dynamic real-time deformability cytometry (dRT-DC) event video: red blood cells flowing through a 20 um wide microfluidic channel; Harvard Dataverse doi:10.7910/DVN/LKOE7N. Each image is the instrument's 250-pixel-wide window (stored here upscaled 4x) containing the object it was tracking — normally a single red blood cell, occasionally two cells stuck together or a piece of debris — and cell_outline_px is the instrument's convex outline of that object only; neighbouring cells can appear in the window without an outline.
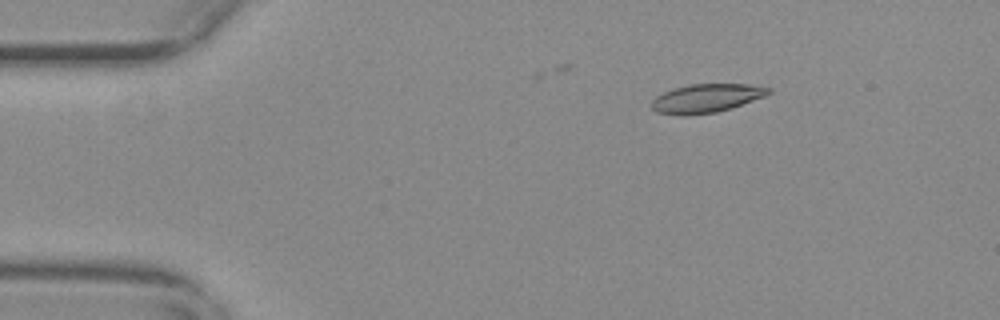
{"species": "common noctule bat (a hibernating species)", "species_latin": "Nyctalus noctula", "temperature_condition": "warm", "stored_images_in_passage": 11, "camera_frame_rate_fps": 3000, "um_per_image_px": 0.085, "animal": {"sex": "female", "body_mass_g": 29.2, "forearm_length_mm": 56.3}, "frame": {"image": 1, "passage_image": 6, "time_ms": 1.667, "image_size_px": [1000, 320], "cell_outline_px": [[772, 92], [764, 96], [716, 112], [680, 116], [656, 112], [652, 108], [652, 100], [656, 96], [664, 92], [688, 84], [748, 84], [772, 88]], "centroid_in_image_um": [60.01, 8.35], "position_along_channel_um": 25.0, "area_um2": 19.25}}